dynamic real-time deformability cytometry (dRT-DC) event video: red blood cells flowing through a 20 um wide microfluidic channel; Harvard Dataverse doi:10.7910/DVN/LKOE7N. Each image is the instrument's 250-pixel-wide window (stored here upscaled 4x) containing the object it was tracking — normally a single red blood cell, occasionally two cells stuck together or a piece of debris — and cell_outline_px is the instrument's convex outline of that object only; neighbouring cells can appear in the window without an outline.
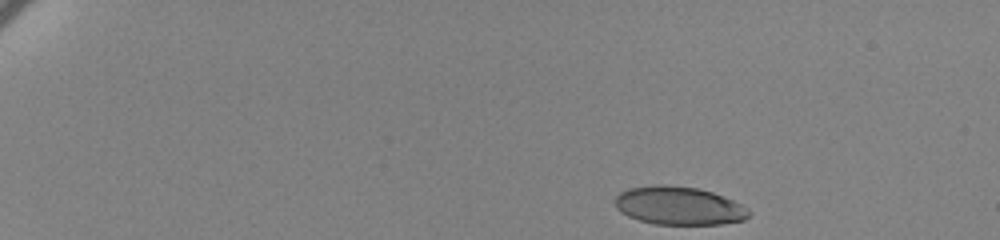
{"species": "human", "species_latin": "Homo sapiens", "temperature_condition": "cold", "stored_images_in_passage": 47, "camera_frame_rate_fps": 3000, "um_per_image_px": 0.085, "donor": {"sex": "female"}, "frame": {"image": 1, "passage_image": 1, "time_ms": 0.0, "image_size_px": [1000, 240], "cell_outline_px": [[752, 212], [744, 220], [720, 224], [652, 224], [628, 216], [620, 212], [616, 208], [612, 200], [620, 192], [628, 188], [656, 184], [660, 184], [696, 188], [712, 192], [732, 200], [748, 208]], "centroid_in_image_um": [57.66, 17.48], "position_along_channel_um": 27.3, "area_um2": 29.94}}
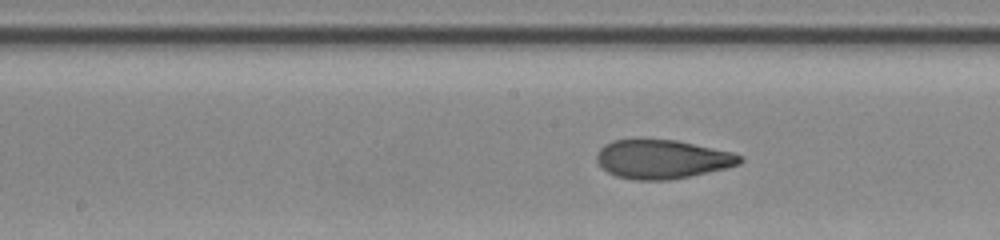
{"frame": {"image": 2, "passage_image": 26, "time_ms": 8.333, "image_size_px": [1000, 240], "cell_outline_px": [[744, 160], [740, 164], [708, 172], [668, 180], [636, 180], [616, 176], [608, 172], [596, 160], [596, 156], [600, 148], [604, 144], [612, 140], [676, 140], [732, 152], [744, 156]], "centroid_in_image_um": [56.3, 13.53], "position_along_channel_um": 191.9, "area_um2": 32.19}}
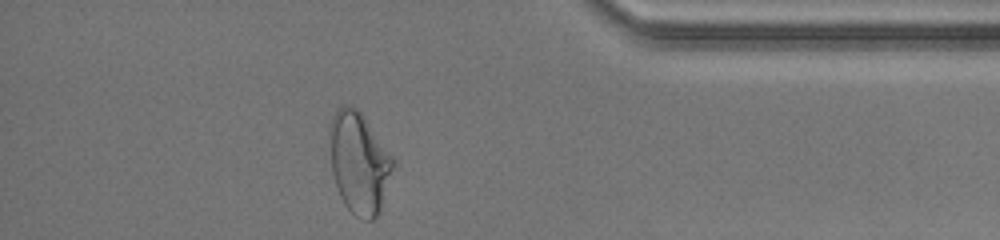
{"frame": {"image": 3, "passage_image": 46, "time_ms": 15.0, "image_size_px": [1000, 240], "cell_outline_px": [[396, 164], [380, 212], [372, 220], [368, 220], [356, 216], [344, 204], [340, 196], [332, 172], [328, 132], [328, 124], [332, 116], [344, 104], [348, 104], [356, 108], [364, 116], [396, 160]], "centroid_in_image_um": [30.54, 13.81], "position_along_channel_um": 404.7, "area_um2": 37.97}, "authors_computed_cell_mechanics": {"area_um2": 32.1946, "velocity_mm_per_s": 3.4466, "shape_relaxation_time_tau1_ms": 4.3482, "shape_relaxation_time_tau2_ms": 1.5226, "deformation_change_tau1": 0.1828, "deformation_change_tau2": 0.0823}}